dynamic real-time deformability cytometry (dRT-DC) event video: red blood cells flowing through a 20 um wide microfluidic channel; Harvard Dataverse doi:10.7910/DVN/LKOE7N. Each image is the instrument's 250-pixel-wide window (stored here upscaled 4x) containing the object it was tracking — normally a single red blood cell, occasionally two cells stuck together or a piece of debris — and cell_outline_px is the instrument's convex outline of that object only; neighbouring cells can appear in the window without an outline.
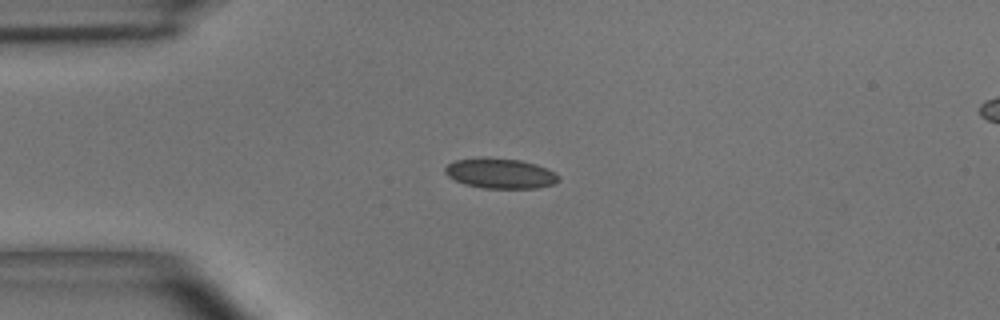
{"species": "common noctule bat (a hibernating species)", "species_latin": "Nyctalus noctula", "temperature_condition": "room temperature", "stored_images_in_passage": 3, "camera_frame_rate_fps": 3000, "um_per_image_px": 0.085, "animal": {"sex": "male", "body_mass_g": 15.6}, "frame": {"image": 1, "passage_image": 1, "time_ms": 0.0, "image_size_px": [1000, 320], "cell_outline_px": [[560, 180], [552, 184], [536, 188], [484, 188], [464, 184], [448, 176], [444, 172], [444, 168], [448, 164], [456, 160], [480, 156], [520, 160], [536, 164], [556, 172], [560, 176]], "centroid_in_image_um": [42.52, 14.72], "position_along_channel_um": 42.5, "area_um2": 20.11}}
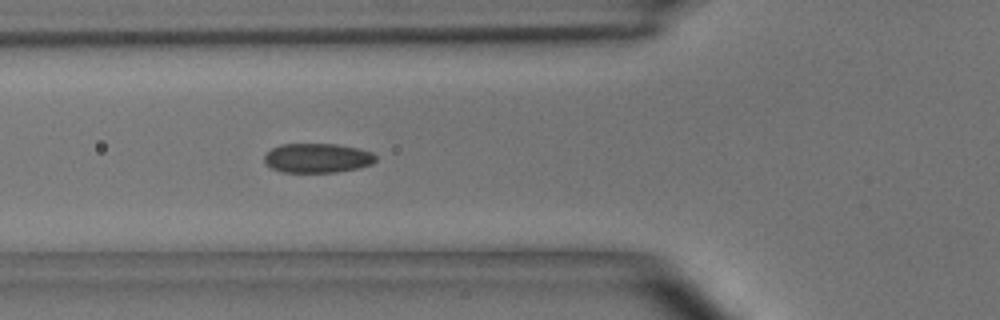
{"frame": {"image": 2, "passage_image": 3, "time_ms": 2.0, "image_size_px": [1000, 320], "cell_outline_px": [[376, 160], [372, 164], [356, 168], [336, 172], [280, 172], [264, 164], [264, 156], [272, 148], [280, 144], [336, 144], [360, 148], [372, 152], [376, 156]], "centroid_in_image_um": [26.96, 13.43], "position_along_channel_um": 98.8, "area_um2": 19.19}}